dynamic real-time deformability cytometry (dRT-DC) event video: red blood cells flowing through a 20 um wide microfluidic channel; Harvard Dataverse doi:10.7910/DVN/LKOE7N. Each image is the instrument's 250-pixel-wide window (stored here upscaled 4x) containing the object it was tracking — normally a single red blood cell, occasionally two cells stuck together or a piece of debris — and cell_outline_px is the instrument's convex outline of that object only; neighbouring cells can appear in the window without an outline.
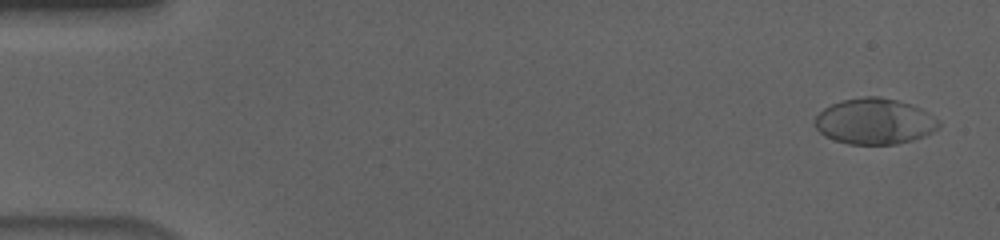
{"species": "human", "species_latin": "Homo sapiens", "temperature_condition": "cold", "stored_images_in_passage": 57, "camera_frame_rate_fps": 3000, "um_per_image_px": 0.085, "donor": {"sex": "male"}, "frame": {"image": 1, "passage_image": 3, "time_ms": 0.667, "image_size_px": [1000, 240], "cell_outline_px": [[940, 128], [924, 136], [912, 140], [896, 144], [848, 144], [824, 136], [816, 128], [816, 116], [824, 108], [832, 104], [844, 100], [864, 96], [880, 96], [912, 104], [928, 112], [940, 120]], "centroid_in_image_um": [74.38, 10.31], "position_along_channel_um": 10.6, "area_um2": 33.12}}
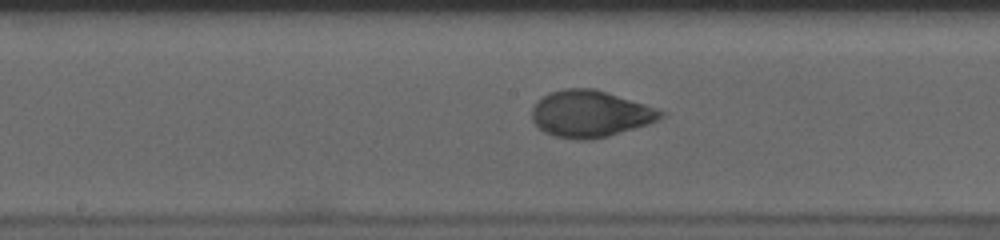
{"frame": {"image": 2, "passage_image": 30, "time_ms": 9.667, "image_size_px": [1000, 240], "cell_outline_px": [[668, 112], [660, 120], [648, 124], [608, 136], [592, 140], [576, 140], [556, 136], [544, 132], [532, 120], [532, 108], [536, 100], [552, 92], [564, 88], [592, 88], [608, 92]], "centroid_in_image_um": [50.19, 9.68], "position_along_channel_um": 198.0, "area_um2": 35.14}}
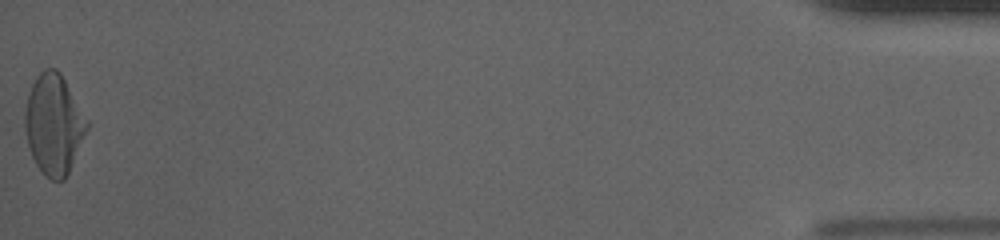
{"frame": {"image": 3, "passage_image": 57, "time_ms": 18.667, "image_size_px": [1000, 240], "cell_outline_px": [[88, 128], [68, 172], [64, 180], [52, 180], [44, 176], [36, 164], [28, 148], [24, 128], [24, 112], [28, 92], [36, 76], [44, 68], [56, 68], [60, 72], [88, 120]], "centroid_in_image_um": [4.54, 10.55], "position_along_channel_um": 430.7, "area_um2": 36.18}, "authors_computed_cell_mechanics": {"area_um2": 34.391, "velocity_mm_per_s": 3.6467, "shape_relaxation_time_tau1_ms": 4.7265, "shape_relaxation_time_tau2_ms": 0.7709, "deformation_change_tau1": 0.1862, "deformation_change_tau2": 0.0443}}